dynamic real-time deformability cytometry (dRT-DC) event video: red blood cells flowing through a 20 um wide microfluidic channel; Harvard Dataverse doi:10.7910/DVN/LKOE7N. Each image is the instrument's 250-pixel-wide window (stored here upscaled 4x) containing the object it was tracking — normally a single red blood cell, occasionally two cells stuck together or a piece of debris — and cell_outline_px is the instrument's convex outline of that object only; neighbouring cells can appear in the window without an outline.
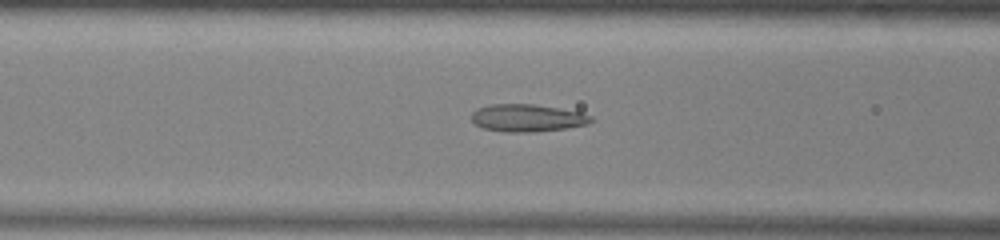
{"species": "common noctule bat (a hibernating species)", "species_latin": "Nyctalus noctula", "temperature_condition": "warm", "stored_images_in_passage": 48, "camera_frame_rate_fps": 3000, "um_per_image_px": 0.085, "animal": {"sex": "male", "body_mass_g": 13.0, "forearm_length_mm": 53.1}, "frame": {"image": 1, "passage_image": 20, "time_ms": 6.333, "image_size_px": [1000, 240], "cell_outline_px": [[596, 120], [588, 124], [568, 128], [536, 132], [504, 132], [484, 128], [476, 124], [472, 120], [472, 112], [476, 108], [488, 104], [532, 104], [560, 108], [580, 112], [592, 116]], "centroid_in_image_um": [44.85, 10.02], "position_along_channel_um": 121.8, "area_um2": 19.36}}
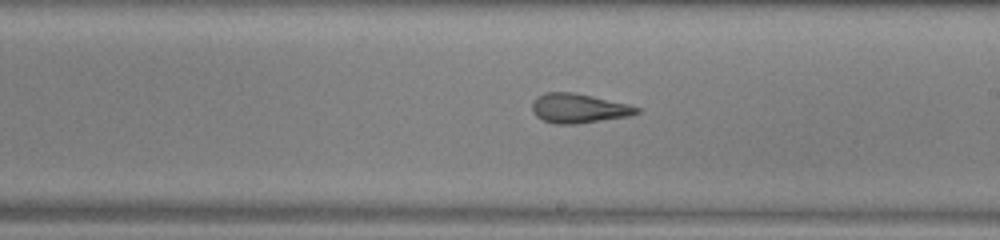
{"frame": {"image": 2, "passage_image": 29, "time_ms": 9.333, "image_size_px": [1000, 240], "cell_outline_px": [[640, 112], [628, 116], [576, 124], [552, 124], [536, 116], [532, 112], [532, 100], [536, 96], [544, 92], [572, 92], [592, 96], [640, 108]], "centroid_in_image_um": [49.1, 9.21], "position_along_channel_um": 239.9, "area_um2": 17.8}}
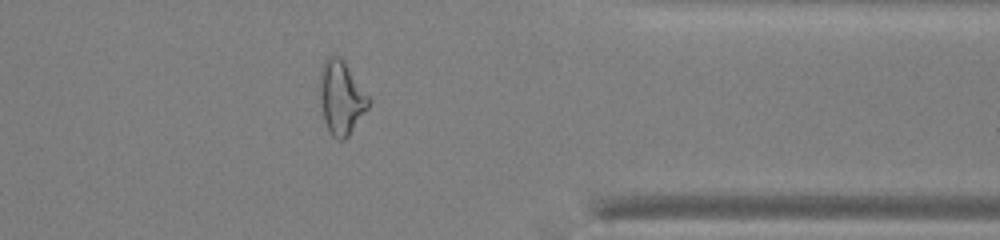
{"frame": {"image": 3, "passage_image": 41, "time_ms": 13.333, "image_size_px": [1000, 240], "cell_outline_px": [[372, 100], [368, 108], [348, 136], [344, 140], [336, 140], [332, 136], [324, 120], [320, 96], [320, 72], [324, 60], [328, 56], [340, 56], [344, 60]], "centroid_in_image_um": [29.02, 8.29], "position_along_channel_um": 382.4, "area_um2": 20.92}}